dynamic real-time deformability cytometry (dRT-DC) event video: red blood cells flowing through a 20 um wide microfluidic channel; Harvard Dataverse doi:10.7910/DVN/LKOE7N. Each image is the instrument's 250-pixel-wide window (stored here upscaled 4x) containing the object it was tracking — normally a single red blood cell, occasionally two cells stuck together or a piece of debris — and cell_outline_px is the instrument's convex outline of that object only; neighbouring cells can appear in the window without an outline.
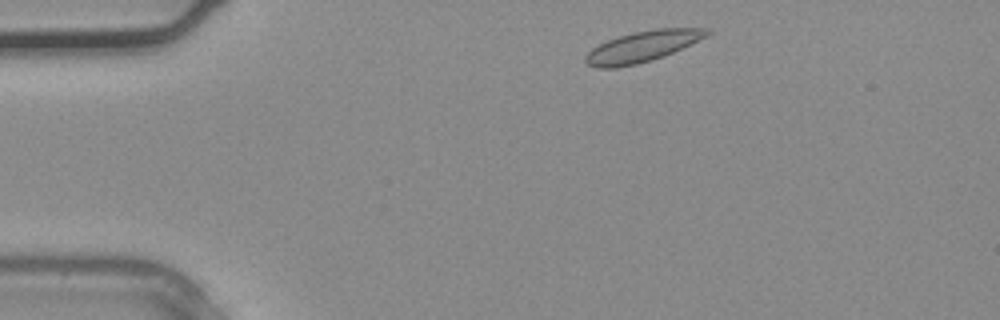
{"species": "common noctule bat (a hibernating species)", "species_latin": "Nyctalus noctula", "temperature_condition": "warm", "stored_images_in_passage": 32, "camera_frame_rate_fps": 3000, "um_per_image_px": 0.085, "animal": {"sex": "male", "body_mass_g": 20.4}, "frame": {"image": 1, "passage_image": 2, "time_ms": 0.333, "image_size_px": [1000, 320], "cell_outline_px": [[712, 32], [664, 56], [652, 60], [636, 64], [616, 68], [596, 68], [588, 64], [584, 60], [584, 56], [592, 48], [608, 40], [632, 32], [656, 28], [708, 28]], "centroid_in_image_um": [54.54, 3.96], "position_along_channel_um": 30.5, "area_um2": 21.5}}
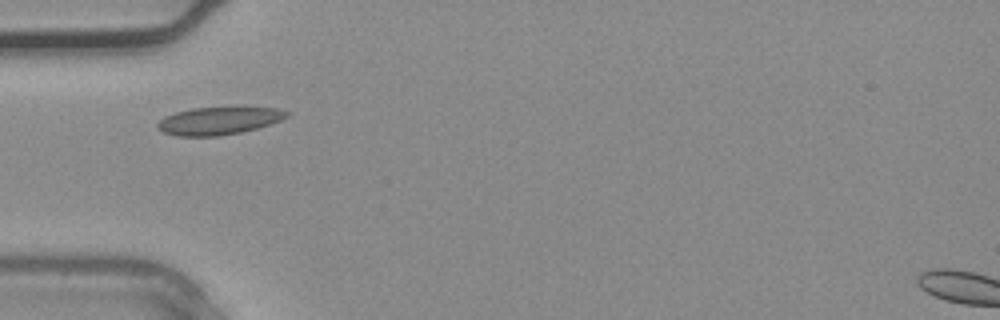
{"frame": {"image": 2, "passage_image": 7, "time_ms": 2.0, "image_size_px": [1000, 320], "cell_outline_px": [[288, 116], [280, 120], [256, 128], [240, 132], [220, 136], [176, 136], [164, 132], [156, 128], [156, 124], [164, 116], [176, 112], [192, 108], [240, 104], [280, 108], [288, 112]], "centroid_in_image_um": [18.63, 10.2], "position_along_channel_um": 66.4, "area_um2": 21.79}}
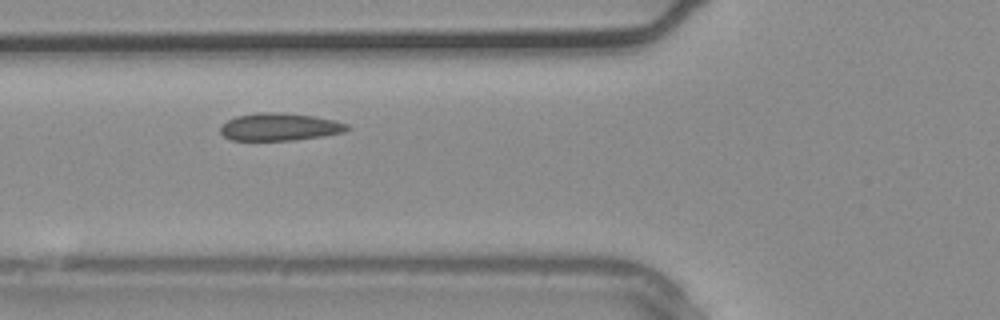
{"frame": {"image": 3, "passage_image": 9, "time_ms": 2.667, "image_size_px": [1000, 320], "cell_outline_px": [[352, 128], [344, 132], [324, 136], [292, 140], [232, 140], [224, 136], [220, 132], [220, 124], [236, 116], [256, 112], [276, 112], [312, 116], [332, 120], [348, 124]], "centroid_in_image_um": [23.75, 10.79], "position_along_channel_um": 102.1, "area_um2": 20.35}}